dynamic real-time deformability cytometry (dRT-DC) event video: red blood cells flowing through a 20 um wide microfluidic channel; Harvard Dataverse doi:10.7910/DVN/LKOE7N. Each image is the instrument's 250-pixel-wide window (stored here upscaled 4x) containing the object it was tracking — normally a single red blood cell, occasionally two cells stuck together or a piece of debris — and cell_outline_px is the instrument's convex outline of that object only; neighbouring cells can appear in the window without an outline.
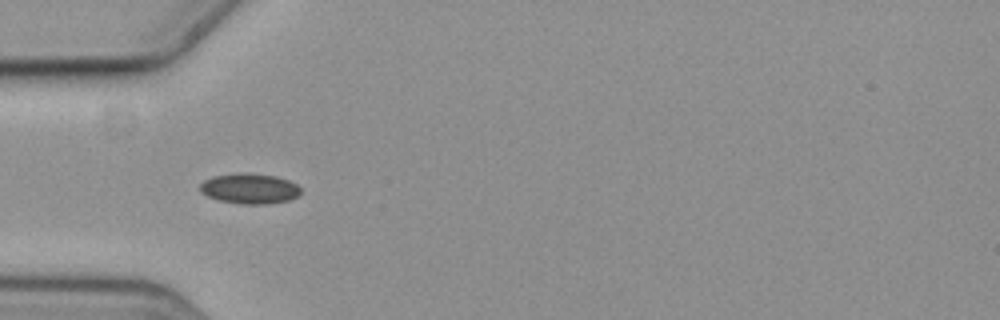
{"species": "common noctule bat (a hibernating species)", "species_latin": "Nyctalus noctula", "temperature_condition": "cold", "stored_images_in_passage": 40, "camera_frame_rate_fps": 3000, "um_per_image_px": 0.085, "animal": {"sex": "female", "body_mass_g": 19.3, "forearm_length_mm": 54.1}, "frame": {"image": 1, "passage_image": 1, "time_ms": 0.0, "image_size_px": [1000, 320], "cell_outline_px": [[300, 196], [288, 200], [268, 204], [240, 204], [220, 200], [208, 196], [200, 192], [200, 184], [204, 180], [212, 176], [276, 176], [288, 180], [296, 184], [300, 188]], "centroid_in_image_um": [21.25, 16.09], "position_along_channel_um": 63.8, "area_um2": 16.94}}
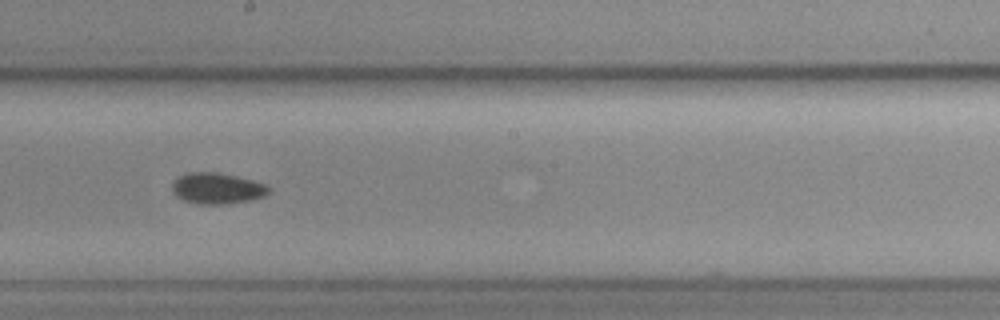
{"frame": {"image": 2, "passage_image": 15, "time_ms": 4.667, "image_size_px": [1000, 320], "cell_outline_px": [[268, 192], [264, 196], [252, 200], [224, 204], [196, 204], [184, 200], [176, 196], [172, 188], [172, 184], [180, 176], [188, 172], [216, 172], [236, 176], [252, 180], [264, 184], [268, 188]], "centroid_in_image_um": [18.43, 16.02], "position_along_channel_um": 229.8, "area_um2": 17.28}}
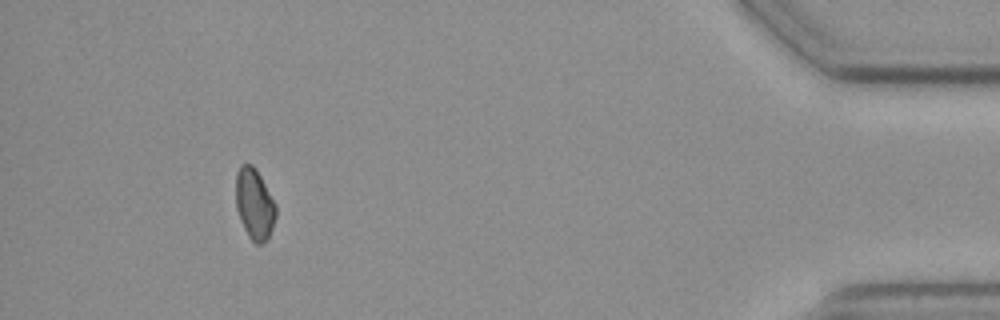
{"frame": {"image": 3, "passage_image": 36, "time_ms": 11.667, "image_size_px": [1000, 320], "cell_outline_px": [[276, 216], [268, 240], [260, 244], [256, 244], [248, 236], [240, 220], [236, 208], [236, 172], [240, 164], [252, 164], [260, 176], [276, 204]], "centroid_in_image_um": [21.62, 17.35], "position_along_channel_um": 413.6, "area_um2": 16.59}}